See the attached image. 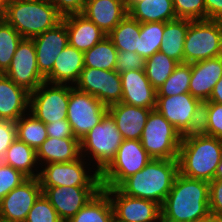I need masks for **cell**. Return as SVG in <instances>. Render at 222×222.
I'll use <instances>...</instances> for the list:
<instances>
[{
  "label": "cell",
  "instance_id": "obj_12",
  "mask_svg": "<svg viewBox=\"0 0 222 222\" xmlns=\"http://www.w3.org/2000/svg\"><path fill=\"white\" fill-rule=\"evenodd\" d=\"M73 86L93 95L106 107L120 103L122 99L121 75L116 70L84 67Z\"/></svg>",
  "mask_w": 222,
  "mask_h": 222
},
{
  "label": "cell",
  "instance_id": "obj_39",
  "mask_svg": "<svg viewBox=\"0 0 222 222\" xmlns=\"http://www.w3.org/2000/svg\"><path fill=\"white\" fill-rule=\"evenodd\" d=\"M177 18L195 20H206V9L204 0H172Z\"/></svg>",
  "mask_w": 222,
  "mask_h": 222
},
{
  "label": "cell",
  "instance_id": "obj_37",
  "mask_svg": "<svg viewBox=\"0 0 222 222\" xmlns=\"http://www.w3.org/2000/svg\"><path fill=\"white\" fill-rule=\"evenodd\" d=\"M191 64L179 63L168 79L156 90L157 96H174L189 92Z\"/></svg>",
  "mask_w": 222,
  "mask_h": 222
},
{
  "label": "cell",
  "instance_id": "obj_2",
  "mask_svg": "<svg viewBox=\"0 0 222 222\" xmlns=\"http://www.w3.org/2000/svg\"><path fill=\"white\" fill-rule=\"evenodd\" d=\"M179 174L178 159L152 158L117 188L125 195L163 204Z\"/></svg>",
  "mask_w": 222,
  "mask_h": 222
},
{
  "label": "cell",
  "instance_id": "obj_7",
  "mask_svg": "<svg viewBox=\"0 0 222 222\" xmlns=\"http://www.w3.org/2000/svg\"><path fill=\"white\" fill-rule=\"evenodd\" d=\"M140 141L154 159H178L180 132L156 109L150 111Z\"/></svg>",
  "mask_w": 222,
  "mask_h": 222
},
{
  "label": "cell",
  "instance_id": "obj_22",
  "mask_svg": "<svg viewBox=\"0 0 222 222\" xmlns=\"http://www.w3.org/2000/svg\"><path fill=\"white\" fill-rule=\"evenodd\" d=\"M152 109L124 104L122 102L108 107V113L124 140H140L149 113Z\"/></svg>",
  "mask_w": 222,
  "mask_h": 222
},
{
  "label": "cell",
  "instance_id": "obj_13",
  "mask_svg": "<svg viewBox=\"0 0 222 222\" xmlns=\"http://www.w3.org/2000/svg\"><path fill=\"white\" fill-rule=\"evenodd\" d=\"M102 189L110 198L114 213L113 222H161L160 204L125 195L118 188Z\"/></svg>",
  "mask_w": 222,
  "mask_h": 222
},
{
  "label": "cell",
  "instance_id": "obj_48",
  "mask_svg": "<svg viewBox=\"0 0 222 222\" xmlns=\"http://www.w3.org/2000/svg\"><path fill=\"white\" fill-rule=\"evenodd\" d=\"M206 19L222 21V0H204Z\"/></svg>",
  "mask_w": 222,
  "mask_h": 222
},
{
  "label": "cell",
  "instance_id": "obj_6",
  "mask_svg": "<svg viewBox=\"0 0 222 222\" xmlns=\"http://www.w3.org/2000/svg\"><path fill=\"white\" fill-rule=\"evenodd\" d=\"M217 56H222V21L190 20L184 42V63Z\"/></svg>",
  "mask_w": 222,
  "mask_h": 222
},
{
  "label": "cell",
  "instance_id": "obj_26",
  "mask_svg": "<svg viewBox=\"0 0 222 222\" xmlns=\"http://www.w3.org/2000/svg\"><path fill=\"white\" fill-rule=\"evenodd\" d=\"M80 157L81 145L77 138L48 137L36 151L39 165L72 162Z\"/></svg>",
  "mask_w": 222,
  "mask_h": 222
},
{
  "label": "cell",
  "instance_id": "obj_49",
  "mask_svg": "<svg viewBox=\"0 0 222 222\" xmlns=\"http://www.w3.org/2000/svg\"><path fill=\"white\" fill-rule=\"evenodd\" d=\"M209 102H214L222 105V76L213 87L212 93L208 99Z\"/></svg>",
  "mask_w": 222,
  "mask_h": 222
},
{
  "label": "cell",
  "instance_id": "obj_44",
  "mask_svg": "<svg viewBox=\"0 0 222 222\" xmlns=\"http://www.w3.org/2000/svg\"><path fill=\"white\" fill-rule=\"evenodd\" d=\"M208 132L209 136L222 140V105L209 102L208 114Z\"/></svg>",
  "mask_w": 222,
  "mask_h": 222
},
{
  "label": "cell",
  "instance_id": "obj_21",
  "mask_svg": "<svg viewBox=\"0 0 222 222\" xmlns=\"http://www.w3.org/2000/svg\"><path fill=\"white\" fill-rule=\"evenodd\" d=\"M62 22L67 28L69 45L82 52L89 50L107 36L82 13L64 16Z\"/></svg>",
  "mask_w": 222,
  "mask_h": 222
},
{
  "label": "cell",
  "instance_id": "obj_24",
  "mask_svg": "<svg viewBox=\"0 0 222 222\" xmlns=\"http://www.w3.org/2000/svg\"><path fill=\"white\" fill-rule=\"evenodd\" d=\"M82 14L108 35L128 12L123 0H86Z\"/></svg>",
  "mask_w": 222,
  "mask_h": 222
},
{
  "label": "cell",
  "instance_id": "obj_10",
  "mask_svg": "<svg viewBox=\"0 0 222 222\" xmlns=\"http://www.w3.org/2000/svg\"><path fill=\"white\" fill-rule=\"evenodd\" d=\"M68 103L69 85L44 82L30 93L28 112L49 124L67 119Z\"/></svg>",
  "mask_w": 222,
  "mask_h": 222
},
{
  "label": "cell",
  "instance_id": "obj_40",
  "mask_svg": "<svg viewBox=\"0 0 222 222\" xmlns=\"http://www.w3.org/2000/svg\"><path fill=\"white\" fill-rule=\"evenodd\" d=\"M25 222H63L55 208L50 204L49 200L43 195L35 201L28 213Z\"/></svg>",
  "mask_w": 222,
  "mask_h": 222
},
{
  "label": "cell",
  "instance_id": "obj_38",
  "mask_svg": "<svg viewBox=\"0 0 222 222\" xmlns=\"http://www.w3.org/2000/svg\"><path fill=\"white\" fill-rule=\"evenodd\" d=\"M209 101L200 100L191 117L190 124L180 133V142L209 136L208 132Z\"/></svg>",
  "mask_w": 222,
  "mask_h": 222
},
{
  "label": "cell",
  "instance_id": "obj_53",
  "mask_svg": "<svg viewBox=\"0 0 222 222\" xmlns=\"http://www.w3.org/2000/svg\"><path fill=\"white\" fill-rule=\"evenodd\" d=\"M21 1H29V0H2L4 6L9 4V3L21 2Z\"/></svg>",
  "mask_w": 222,
  "mask_h": 222
},
{
  "label": "cell",
  "instance_id": "obj_4",
  "mask_svg": "<svg viewBox=\"0 0 222 222\" xmlns=\"http://www.w3.org/2000/svg\"><path fill=\"white\" fill-rule=\"evenodd\" d=\"M222 152V140L206 136L181 143L178 154L179 173L189 178L214 180Z\"/></svg>",
  "mask_w": 222,
  "mask_h": 222
},
{
  "label": "cell",
  "instance_id": "obj_34",
  "mask_svg": "<svg viewBox=\"0 0 222 222\" xmlns=\"http://www.w3.org/2000/svg\"><path fill=\"white\" fill-rule=\"evenodd\" d=\"M178 64L176 60L157 51L145 59L144 71L151 85L157 90L173 73Z\"/></svg>",
  "mask_w": 222,
  "mask_h": 222
},
{
  "label": "cell",
  "instance_id": "obj_11",
  "mask_svg": "<svg viewBox=\"0 0 222 222\" xmlns=\"http://www.w3.org/2000/svg\"><path fill=\"white\" fill-rule=\"evenodd\" d=\"M84 160L81 156L72 162L41 165L45 166L38 176L41 187H101L99 173L95 170L89 175Z\"/></svg>",
  "mask_w": 222,
  "mask_h": 222
},
{
  "label": "cell",
  "instance_id": "obj_5",
  "mask_svg": "<svg viewBox=\"0 0 222 222\" xmlns=\"http://www.w3.org/2000/svg\"><path fill=\"white\" fill-rule=\"evenodd\" d=\"M123 141L124 138L114 119L107 112L102 120L80 140L81 156L84 158L88 153L92 155L88 157L94 159L97 167L95 170L100 174L114 159Z\"/></svg>",
  "mask_w": 222,
  "mask_h": 222
},
{
  "label": "cell",
  "instance_id": "obj_14",
  "mask_svg": "<svg viewBox=\"0 0 222 222\" xmlns=\"http://www.w3.org/2000/svg\"><path fill=\"white\" fill-rule=\"evenodd\" d=\"M4 74L29 93L45 82L37 67L36 49L32 39L21 40Z\"/></svg>",
  "mask_w": 222,
  "mask_h": 222
},
{
  "label": "cell",
  "instance_id": "obj_1",
  "mask_svg": "<svg viewBox=\"0 0 222 222\" xmlns=\"http://www.w3.org/2000/svg\"><path fill=\"white\" fill-rule=\"evenodd\" d=\"M209 182L176 176L161 205V222H200L211 217Z\"/></svg>",
  "mask_w": 222,
  "mask_h": 222
},
{
  "label": "cell",
  "instance_id": "obj_16",
  "mask_svg": "<svg viewBox=\"0 0 222 222\" xmlns=\"http://www.w3.org/2000/svg\"><path fill=\"white\" fill-rule=\"evenodd\" d=\"M43 195L55 208L60 219L68 222L102 187H41Z\"/></svg>",
  "mask_w": 222,
  "mask_h": 222
},
{
  "label": "cell",
  "instance_id": "obj_23",
  "mask_svg": "<svg viewBox=\"0 0 222 222\" xmlns=\"http://www.w3.org/2000/svg\"><path fill=\"white\" fill-rule=\"evenodd\" d=\"M30 93L0 73V120L16 122L29 110Z\"/></svg>",
  "mask_w": 222,
  "mask_h": 222
},
{
  "label": "cell",
  "instance_id": "obj_54",
  "mask_svg": "<svg viewBox=\"0 0 222 222\" xmlns=\"http://www.w3.org/2000/svg\"><path fill=\"white\" fill-rule=\"evenodd\" d=\"M4 14V4L2 0H0V19L3 17Z\"/></svg>",
  "mask_w": 222,
  "mask_h": 222
},
{
  "label": "cell",
  "instance_id": "obj_31",
  "mask_svg": "<svg viewBox=\"0 0 222 222\" xmlns=\"http://www.w3.org/2000/svg\"><path fill=\"white\" fill-rule=\"evenodd\" d=\"M140 22L128 14L107 35L118 51L136 52L140 43Z\"/></svg>",
  "mask_w": 222,
  "mask_h": 222
},
{
  "label": "cell",
  "instance_id": "obj_33",
  "mask_svg": "<svg viewBox=\"0 0 222 222\" xmlns=\"http://www.w3.org/2000/svg\"><path fill=\"white\" fill-rule=\"evenodd\" d=\"M118 50L106 36L102 41L84 52V67L115 70Z\"/></svg>",
  "mask_w": 222,
  "mask_h": 222
},
{
  "label": "cell",
  "instance_id": "obj_51",
  "mask_svg": "<svg viewBox=\"0 0 222 222\" xmlns=\"http://www.w3.org/2000/svg\"><path fill=\"white\" fill-rule=\"evenodd\" d=\"M142 0H126L125 1V6L127 12L137 3L141 2Z\"/></svg>",
  "mask_w": 222,
  "mask_h": 222
},
{
  "label": "cell",
  "instance_id": "obj_52",
  "mask_svg": "<svg viewBox=\"0 0 222 222\" xmlns=\"http://www.w3.org/2000/svg\"><path fill=\"white\" fill-rule=\"evenodd\" d=\"M200 222H222V220L214 218V217H210V218L200 221Z\"/></svg>",
  "mask_w": 222,
  "mask_h": 222
},
{
  "label": "cell",
  "instance_id": "obj_50",
  "mask_svg": "<svg viewBox=\"0 0 222 222\" xmlns=\"http://www.w3.org/2000/svg\"><path fill=\"white\" fill-rule=\"evenodd\" d=\"M214 179H222V152H221L219 164L217 165V169L214 175Z\"/></svg>",
  "mask_w": 222,
  "mask_h": 222
},
{
  "label": "cell",
  "instance_id": "obj_35",
  "mask_svg": "<svg viewBox=\"0 0 222 222\" xmlns=\"http://www.w3.org/2000/svg\"><path fill=\"white\" fill-rule=\"evenodd\" d=\"M164 33V22L140 23V43L136 53L144 59L159 51Z\"/></svg>",
  "mask_w": 222,
  "mask_h": 222
},
{
  "label": "cell",
  "instance_id": "obj_9",
  "mask_svg": "<svg viewBox=\"0 0 222 222\" xmlns=\"http://www.w3.org/2000/svg\"><path fill=\"white\" fill-rule=\"evenodd\" d=\"M107 112L108 107L96 97L69 85L67 121L75 138L81 140Z\"/></svg>",
  "mask_w": 222,
  "mask_h": 222
},
{
  "label": "cell",
  "instance_id": "obj_8",
  "mask_svg": "<svg viewBox=\"0 0 222 222\" xmlns=\"http://www.w3.org/2000/svg\"><path fill=\"white\" fill-rule=\"evenodd\" d=\"M151 159L140 140L125 139L114 159L99 174L101 187L117 188L126 178L144 168Z\"/></svg>",
  "mask_w": 222,
  "mask_h": 222
},
{
  "label": "cell",
  "instance_id": "obj_45",
  "mask_svg": "<svg viewBox=\"0 0 222 222\" xmlns=\"http://www.w3.org/2000/svg\"><path fill=\"white\" fill-rule=\"evenodd\" d=\"M16 138L17 135L15 122L0 120V161H2L7 149Z\"/></svg>",
  "mask_w": 222,
  "mask_h": 222
},
{
  "label": "cell",
  "instance_id": "obj_47",
  "mask_svg": "<svg viewBox=\"0 0 222 222\" xmlns=\"http://www.w3.org/2000/svg\"><path fill=\"white\" fill-rule=\"evenodd\" d=\"M48 137L75 138L71 125L67 119L46 124Z\"/></svg>",
  "mask_w": 222,
  "mask_h": 222
},
{
  "label": "cell",
  "instance_id": "obj_36",
  "mask_svg": "<svg viewBox=\"0 0 222 222\" xmlns=\"http://www.w3.org/2000/svg\"><path fill=\"white\" fill-rule=\"evenodd\" d=\"M23 37L17 30L0 19V73H5L9 68L13 55Z\"/></svg>",
  "mask_w": 222,
  "mask_h": 222
},
{
  "label": "cell",
  "instance_id": "obj_30",
  "mask_svg": "<svg viewBox=\"0 0 222 222\" xmlns=\"http://www.w3.org/2000/svg\"><path fill=\"white\" fill-rule=\"evenodd\" d=\"M113 207L108 194L101 189L68 222H113Z\"/></svg>",
  "mask_w": 222,
  "mask_h": 222
},
{
  "label": "cell",
  "instance_id": "obj_25",
  "mask_svg": "<svg viewBox=\"0 0 222 222\" xmlns=\"http://www.w3.org/2000/svg\"><path fill=\"white\" fill-rule=\"evenodd\" d=\"M84 68V52L67 45L55 59L52 72L45 82L52 84H75Z\"/></svg>",
  "mask_w": 222,
  "mask_h": 222
},
{
  "label": "cell",
  "instance_id": "obj_19",
  "mask_svg": "<svg viewBox=\"0 0 222 222\" xmlns=\"http://www.w3.org/2000/svg\"><path fill=\"white\" fill-rule=\"evenodd\" d=\"M199 101L189 92L174 96H157L155 109L181 133L190 124Z\"/></svg>",
  "mask_w": 222,
  "mask_h": 222
},
{
  "label": "cell",
  "instance_id": "obj_46",
  "mask_svg": "<svg viewBox=\"0 0 222 222\" xmlns=\"http://www.w3.org/2000/svg\"><path fill=\"white\" fill-rule=\"evenodd\" d=\"M64 17L70 14L83 13L86 0H48Z\"/></svg>",
  "mask_w": 222,
  "mask_h": 222
},
{
  "label": "cell",
  "instance_id": "obj_43",
  "mask_svg": "<svg viewBox=\"0 0 222 222\" xmlns=\"http://www.w3.org/2000/svg\"><path fill=\"white\" fill-rule=\"evenodd\" d=\"M209 208L211 217L222 220V179L209 182Z\"/></svg>",
  "mask_w": 222,
  "mask_h": 222
},
{
  "label": "cell",
  "instance_id": "obj_3",
  "mask_svg": "<svg viewBox=\"0 0 222 222\" xmlns=\"http://www.w3.org/2000/svg\"><path fill=\"white\" fill-rule=\"evenodd\" d=\"M2 18L23 38L32 39L57 26L63 16L48 0H29L5 5Z\"/></svg>",
  "mask_w": 222,
  "mask_h": 222
},
{
  "label": "cell",
  "instance_id": "obj_18",
  "mask_svg": "<svg viewBox=\"0 0 222 222\" xmlns=\"http://www.w3.org/2000/svg\"><path fill=\"white\" fill-rule=\"evenodd\" d=\"M122 99L124 104L154 110L157 91L149 82L144 69L121 73Z\"/></svg>",
  "mask_w": 222,
  "mask_h": 222
},
{
  "label": "cell",
  "instance_id": "obj_41",
  "mask_svg": "<svg viewBox=\"0 0 222 222\" xmlns=\"http://www.w3.org/2000/svg\"><path fill=\"white\" fill-rule=\"evenodd\" d=\"M27 178L21 171L0 161V201Z\"/></svg>",
  "mask_w": 222,
  "mask_h": 222
},
{
  "label": "cell",
  "instance_id": "obj_27",
  "mask_svg": "<svg viewBox=\"0 0 222 222\" xmlns=\"http://www.w3.org/2000/svg\"><path fill=\"white\" fill-rule=\"evenodd\" d=\"M190 20L176 18L164 22V33L159 51L178 63H184V42Z\"/></svg>",
  "mask_w": 222,
  "mask_h": 222
},
{
  "label": "cell",
  "instance_id": "obj_42",
  "mask_svg": "<svg viewBox=\"0 0 222 222\" xmlns=\"http://www.w3.org/2000/svg\"><path fill=\"white\" fill-rule=\"evenodd\" d=\"M145 59L136 52L118 51L115 70L121 74L130 70L144 69Z\"/></svg>",
  "mask_w": 222,
  "mask_h": 222
},
{
  "label": "cell",
  "instance_id": "obj_17",
  "mask_svg": "<svg viewBox=\"0 0 222 222\" xmlns=\"http://www.w3.org/2000/svg\"><path fill=\"white\" fill-rule=\"evenodd\" d=\"M40 74L46 78L53 69L55 59L69 44L66 25L60 22L54 28L32 38Z\"/></svg>",
  "mask_w": 222,
  "mask_h": 222
},
{
  "label": "cell",
  "instance_id": "obj_29",
  "mask_svg": "<svg viewBox=\"0 0 222 222\" xmlns=\"http://www.w3.org/2000/svg\"><path fill=\"white\" fill-rule=\"evenodd\" d=\"M1 162L21 171L28 178H37L40 173L36 169L38 167H35L38 164L36 151L17 138L7 149ZM32 168H35L37 173Z\"/></svg>",
  "mask_w": 222,
  "mask_h": 222
},
{
  "label": "cell",
  "instance_id": "obj_20",
  "mask_svg": "<svg viewBox=\"0 0 222 222\" xmlns=\"http://www.w3.org/2000/svg\"><path fill=\"white\" fill-rule=\"evenodd\" d=\"M222 76V56L191 63L189 93L199 100H208Z\"/></svg>",
  "mask_w": 222,
  "mask_h": 222
},
{
  "label": "cell",
  "instance_id": "obj_32",
  "mask_svg": "<svg viewBox=\"0 0 222 222\" xmlns=\"http://www.w3.org/2000/svg\"><path fill=\"white\" fill-rule=\"evenodd\" d=\"M26 114L15 122L17 139L37 151L40 145L48 138L46 124L38 120L32 113Z\"/></svg>",
  "mask_w": 222,
  "mask_h": 222
},
{
  "label": "cell",
  "instance_id": "obj_15",
  "mask_svg": "<svg viewBox=\"0 0 222 222\" xmlns=\"http://www.w3.org/2000/svg\"><path fill=\"white\" fill-rule=\"evenodd\" d=\"M41 194L42 188L38 177L27 178L0 201V221L25 222Z\"/></svg>",
  "mask_w": 222,
  "mask_h": 222
},
{
  "label": "cell",
  "instance_id": "obj_28",
  "mask_svg": "<svg viewBox=\"0 0 222 222\" xmlns=\"http://www.w3.org/2000/svg\"><path fill=\"white\" fill-rule=\"evenodd\" d=\"M128 15L140 23L167 22L177 18L172 0H142L128 11Z\"/></svg>",
  "mask_w": 222,
  "mask_h": 222
}]
</instances>
